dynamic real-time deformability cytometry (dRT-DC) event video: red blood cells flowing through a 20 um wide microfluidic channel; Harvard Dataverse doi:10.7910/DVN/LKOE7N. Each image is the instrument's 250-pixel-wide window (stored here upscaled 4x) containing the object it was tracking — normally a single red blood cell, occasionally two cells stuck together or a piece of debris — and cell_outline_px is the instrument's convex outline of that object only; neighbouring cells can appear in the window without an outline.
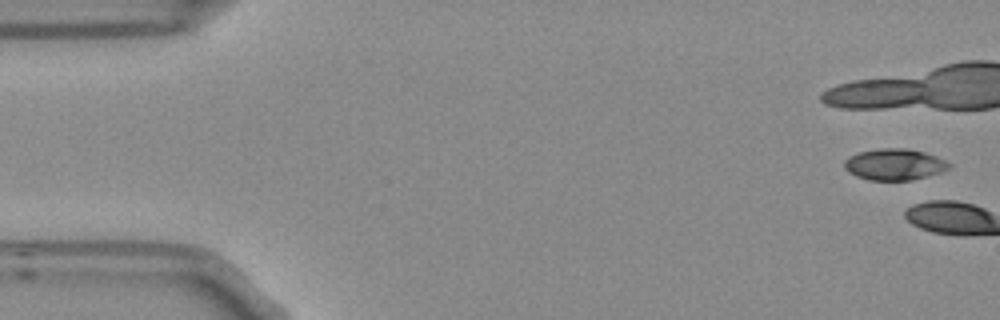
{"species": "Egyptian fruit bat (a non-hibernating species)", "species_latin": "Rousettus aegyptiacus", "temperature_condition": "room temperature", "stored_images_in_passage": 7, "camera_frame_rate_fps": 3000, "um_per_image_px": 0.085, "frame": {"image": 1, "passage_image": 1, "time_ms": 0.0, "image_size_px": [1000, 320], "cell_outline_px": [[952, 164], [948, 168], [940, 172], [928, 176], [912, 180], [868, 180], [856, 176], [848, 172], [844, 168], [844, 160], [848, 156], [860, 152], [880, 148], [908, 148], [924, 152], [936, 156]], "centroid_in_image_um": [76.0, 13.97], "position_along_channel_um": 9.0, "area_um2": 19.19}}